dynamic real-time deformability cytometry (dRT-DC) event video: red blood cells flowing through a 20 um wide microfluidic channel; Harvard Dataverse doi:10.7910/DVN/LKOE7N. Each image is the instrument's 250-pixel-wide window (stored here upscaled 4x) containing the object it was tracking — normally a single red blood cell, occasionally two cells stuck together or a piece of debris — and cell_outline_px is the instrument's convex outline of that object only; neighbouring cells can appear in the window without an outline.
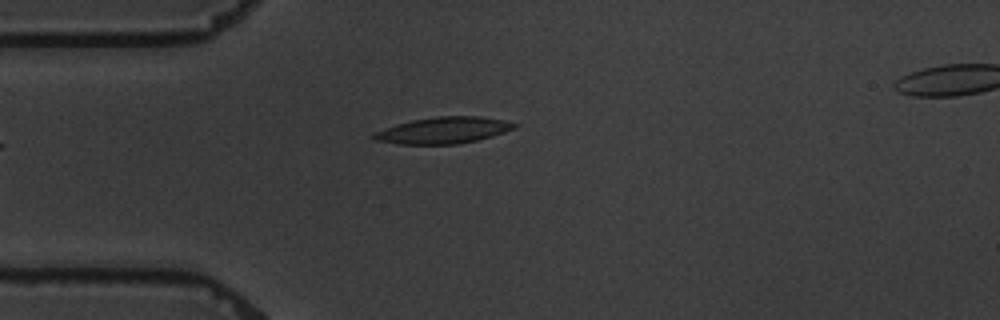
{"species": "common noctule bat (a hibernating species)", "species_latin": "Nyctalus noctula", "temperature_condition": "warm", "stored_images_in_passage": 4, "camera_frame_rate_fps": 3000, "um_per_image_px": 0.085, "animal": {"sex": "male", "body_mass_g": 19.5, "forearm_length_mm": 54.6}, "frame": {"image": 1, "passage_image": 4, "time_ms": 3.667, "image_size_px": [1000, 320], "cell_outline_px": [[520, 124], [516, 128], [492, 136], [476, 140], [456, 144], [396, 144], [372, 140], [372, 132], [396, 124], [412, 120], [436, 116], [480, 116], [504, 120]], "centroid_in_image_um": [37.66, 11.07], "position_along_channel_um": 47.3, "area_um2": 21.85}}